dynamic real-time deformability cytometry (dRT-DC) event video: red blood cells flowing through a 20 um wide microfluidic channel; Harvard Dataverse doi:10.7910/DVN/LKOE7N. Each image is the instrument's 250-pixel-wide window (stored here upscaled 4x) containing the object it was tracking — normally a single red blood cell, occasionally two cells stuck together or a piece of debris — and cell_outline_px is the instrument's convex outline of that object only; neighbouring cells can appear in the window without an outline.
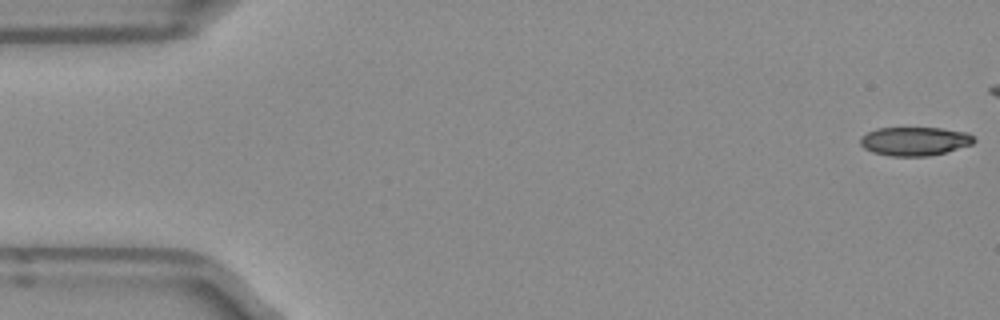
{"species": "Egyptian fruit bat (a non-hibernating species)", "species_latin": "Rousettus aegyptiacus", "temperature_condition": "room temperature", "stored_images_in_passage": 42, "camera_frame_rate_fps": 3000, "um_per_image_px": 0.085, "frame": {"image": 1, "passage_image": 1, "time_ms": 0.0, "image_size_px": [1000, 320], "cell_outline_px": [[976, 140], [972, 144], [944, 152], [928, 156], [888, 156], [872, 152], [864, 148], [860, 144], [860, 136], [876, 128], [940, 128], [968, 132]], "centroid_in_image_um": [77.72, 12.0], "position_along_channel_um": 7.3, "area_um2": 19.02}}
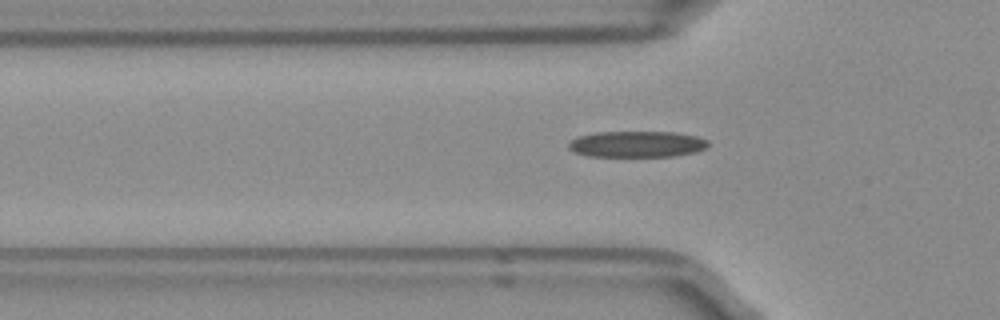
{"frame": {"image": 2, "passage_image": 16, "time_ms": 5.0, "image_size_px": [1000, 320], "cell_outline_px": [[708, 144], [704, 148], [696, 152], [676, 156], [588, 156], [576, 152], [568, 148], [568, 144], [576, 136], [596, 132], [676, 132], [696, 136], [708, 140]], "centroid_in_image_um": [54.13, 12.24], "position_along_channel_um": 71.7, "area_um2": 21.27}}
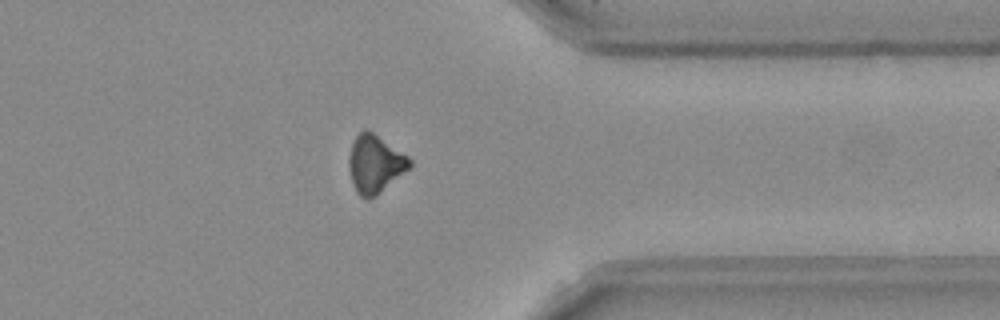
{"frame": {"image": 3, "passage_image": 40, "time_ms": 13.0, "image_size_px": [1000, 320], "cell_outline_px": [[412, 164], [408, 168], [376, 196], [368, 200], [360, 196], [356, 192], [352, 184], [348, 168], [348, 160], [352, 144], [356, 136], [364, 128], [368, 128], [408, 156], [412, 160]], "centroid_in_image_um": [31.84, 13.93], "position_along_channel_um": 379.6, "area_um2": 20.52}}